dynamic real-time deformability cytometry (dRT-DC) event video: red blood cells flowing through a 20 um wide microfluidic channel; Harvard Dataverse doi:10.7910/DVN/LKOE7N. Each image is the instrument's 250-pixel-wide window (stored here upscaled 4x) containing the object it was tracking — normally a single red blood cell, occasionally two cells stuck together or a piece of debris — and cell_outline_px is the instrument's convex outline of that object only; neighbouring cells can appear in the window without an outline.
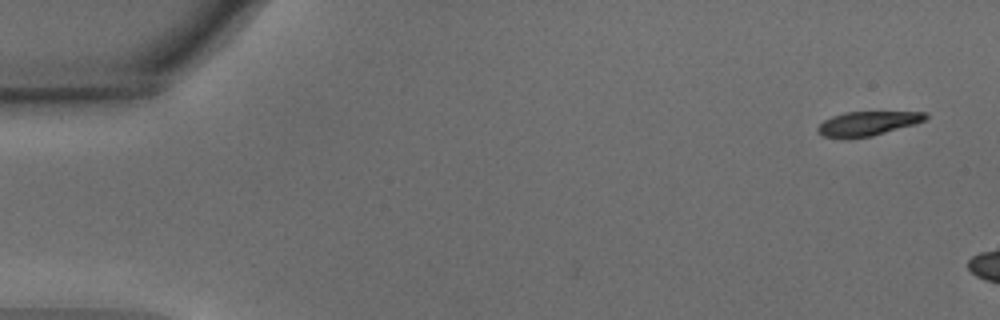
{"species": "common noctule bat (a hibernating species)", "species_latin": "Nyctalus noctula", "temperature_condition": "warm", "stored_images_in_passage": 7, "camera_frame_rate_fps": 3000, "um_per_image_px": 0.085, "animal": {"sex": "male", "body_mass_g": 15.6}, "frame": {"image": 1, "passage_image": 1, "time_ms": 0.0, "image_size_px": [1000, 320], "cell_outline_px": [[928, 120], [916, 124], [872, 136], [848, 140], [844, 140], [824, 136], [816, 132], [816, 128], [824, 120], [832, 116], [844, 112], [928, 112]], "centroid_in_image_um": [73.73, 10.52], "position_along_channel_um": 11.3, "area_um2": 15.72}}